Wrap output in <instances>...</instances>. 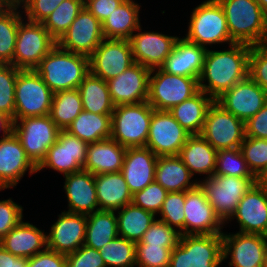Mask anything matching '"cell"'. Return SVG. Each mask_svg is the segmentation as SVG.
Here are the masks:
<instances>
[{
  "mask_svg": "<svg viewBox=\"0 0 267 267\" xmlns=\"http://www.w3.org/2000/svg\"><path fill=\"white\" fill-rule=\"evenodd\" d=\"M23 0H0L5 6H21Z\"/></svg>",
  "mask_w": 267,
  "mask_h": 267,
  "instance_id": "obj_59",
  "label": "cell"
},
{
  "mask_svg": "<svg viewBox=\"0 0 267 267\" xmlns=\"http://www.w3.org/2000/svg\"><path fill=\"white\" fill-rule=\"evenodd\" d=\"M157 159L158 156L147 147L126 149L121 173L132 195L154 181Z\"/></svg>",
  "mask_w": 267,
  "mask_h": 267,
  "instance_id": "obj_26",
  "label": "cell"
},
{
  "mask_svg": "<svg viewBox=\"0 0 267 267\" xmlns=\"http://www.w3.org/2000/svg\"><path fill=\"white\" fill-rule=\"evenodd\" d=\"M0 245L14 256L28 259L47 248L46 232L22 219L0 240Z\"/></svg>",
  "mask_w": 267,
  "mask_h": 267,
  "instance_id": "obj_28",
  "label": "cell"
},
{
  "mask_svg": "<svg viewBox=\"0 0 267 267\" xmlns=\"http://www.w3.org/2000/svg\"><path fill=\"white\" fill-rule=\"evenodd\" d=\"M231 39L251 46L267 44V14L257 0H217Z\"/></svg>",
  "mask_w": 267,
  "mask_h": 267,
  "instance_id": "obj_2",
  "label": "cell"
},
{
  "mask_svg": "<svg viewBox=\"0 0 267 267\" xmlns=\"http://www.w3.org/2000/svg\"><path fill=\"white\" fill-rule=\"evenodd\" d=\"M257 181L256 177L214 174L210 178H199V185L213 206L214 212L225 224L234 214L240 200Z\"/></svg>",
  "mask_w": 267,
  "mask_h": 267,
  "instance_id": "obj_7",
  "label": "cell"
},
{
  "mask_svg": "<svg viewBox=\"0 0 267 267\" xmlns=\"http://www.w3.org/2000/svg\"><path fill=\"white\" fill-rule=\"evenodd\" d=\"M222 252V234L181 235L172 249L169 267H219Z\"/></svg>",
  "mask_w": 267,
  "mask_h": 267,
  "instance_id": "obj_6",
  "label": "cell"
},
{
  "mask_svg": "<svg viewBox=\"0 0 267 267\" xmlns=\"http://www.w3.org/2000/svg\"><path fill=\"white\" fill-rule=\"evenodd\" d=\"M200 91L196 78L172 75L161 68L151 69L147 102L159 111H169Z\"/></svg>",
  "mask_w": 267,
  "mask_h": 267,
  "instance_id": "obj_8",
  "label": "cell"
},
{
  "mask_svg": "<svg viewBox=\"0 0 267 267\" xmlns=\"http://www.w3.org/2000/svg\"><path fill=\"white\" fill-rule=\"evenodd\" d=\"M189 18L188 31L183 36L187 41L206 49L215 48L218 44L225 47V44L235 43L230 37L226 16L217 0L201 2L192 9Z\"/></svg>",
  "mask_w": 267,
  "mask_h": 267,
  "instance_id": "obj_4",
  "label": "cell"
},
{
  "mask_svg": "<svg viewBox=\"0 0 267 267\" xmlns=\"http://www.w3.org/2000/svg\"><path fill=\"white\" fill-rule=\"evenodd\" d=\"M184 214L185 235L223 233L225 224L214 212L199 184L185 191Z\"/></svg>",
  "mask_w": 267,
  "mask_h": 267,
  "instance_id": "obj_20",
  "label": "cell"
},
{
  "mask_svg": "<svg viewBox=\"0 0 267 267\" xmlns=\"http://www.w3.org/2000/svg\"><path fill=\"white\" fill-rule=\"evenodd\" d=\"M215 175L255 177L249 170L240 148L217 150Z\"/></svg>",
  "mask_w": 267,
  "mask_h": 267,
  "instance_id": "obj_44",
  "label": "cell"
},
{
  "mask_svg": "<svg viewBox=\"0 0 267 267\" xmlns=\"http://www.w3.org/2000/svg\"><path fill=\"white\" fill-rule=\"evenodd\" d=\"M185 191L168 192L158 213L159 220L175 228L180 235H185Z\"/></svg>",
  "mask_w": 267,
  "mask_h": 267,
  "instance_id": "obj_45",
  "label": "cell"
},
{
  "mask_svg": "<svg viewBox=\"0 0 267 267\" xmlns=\"http://www.w3.org/2000/svg\"><path fill=\"white\" fill-rule=\"evenodd\" d=\"M13 131V121L10 117L0 112V134L1 138L9 135Z\"/></svg>",
  "mask_w": 267,
  "mask_h": 267,
  "instance_id": "obj_58",
  "label": "cell"
},
{
  "mask_svg": "<svg viewBox=\"0 0 267 267\" xmlns=\"http://www.w3.org/2000/svg\"><path fill=\"white\" fill-rule=\"evenodd\" d=\"M213 99L203 91L174 106L169 112L174 119L191 135H200L207 110Z\"/></svg>",
  "mask_w": 267,
  "mask_h": 267,
  "instance_id": "obj_34",
  "label": "cell"
},
{
  "mask_svg": "<svg viewBox=\"0 0 267 267\" xmlns=\"http://www.w3.org/2000/svg\"><path fill=\"white\" fill-rule=\"evenodd\" d=\"M248 76L267 94V44L251 46Z\"/></svg>",
  "mask_w": 267,
  "mask_h": 267,
  "instance_id": "obj_50",
  "label": "cell"
},
{
  "mask_svg": "<svg viewBox=\"0 0 267 267\" xmlns=\"http://www.w3.org/2000/svg\"><path fill=\"white\" fill-rule=\"evenodd\" d=\"M14 96V121L21 118L49 115L53 92L35 70L19 69Z\"/></svg>",
  "mask_w": 267,
  "mask_h": 267,
  "instance_id": "obj_9",
  "label": "cell"
},
{
  "mask_svg": "<svg viewBox=\"0 0 267 267\" xmlns=\"http://www.w3.org/2000/svg\"><path fill=\"white\" fill-rule=\"evenodd\" d=\"M194 176L210 178L215 174L217 150L201 135H191L178 154Z\"/></svg>",
  "mask_w": 267,
  "mask_h": 267,
  "instance_id": "obj_30",
  "label": "cell"
},
{
  "mask_svg": "<svg viewBox=\"0 0 267 267\" xmlns=\"http://www.w3.org/2000/svg\"><path fill=\"white\" fill-rule=\"evenodd\" d=\"M180 236V233L175 228L156 218L138 243L174 249L179 242Z\"/></svg>",
  "mask_w": 267,
  "mask_h": 267,
  "instance_id": "obj_47",
  "label": "cell"
},
{
  "mask_svg": "<svg viewBox=\"0 0 267 267\" xmlns=\"http://www.w3.org/2000/svg\"><path fill=\"white\" fill-rule=\"evenodd\" d=\"M240 150L249 170L261 180L267 174V139L245 137Z\"/></svg>",
  "mask_w": 267,
  "mask_h": 267,
  "instance_id": "obj_43",
  "label": "cell"
},
{
  "mask_svg": "<svg viewBox=\"0 0 267 267\" xmlns=\"http://www.w3.org/2000/svg\"><path fill=\"white\" fill-rule=\"evenodd\" d=\"M23 19L21 6H5L0 10V64L13 65L18 27Z\"/></svg>",
  "mask_w": 267,
  "mask_h": 267,
  "instance_id": "obj_39",
  "label": "cell"
},
{
  "mask_svg": "<svg viewBox=\"0 0 267 267\" xmlns=\"http://www.w3.org/2000/svg\"><path fill=\"white\" fill-rule=\"evenodd\" d=\"M245 136L267 139V103L245 122Z\"/></svg>",
  "mask_w": 267,
  "mask_h": 267,
  "instance_id": "obj_54",
  "label": "cell"
},
{
  "mask_svg": "<svg viewBox=\"0 0 267 267\" xmlns=\"http://www.w3.org/2000/svg\"><path fill=\"white\" fill-rule=\"evenodd\" d=\"M261 181H263L267 184V174L261 179Z\"/></svg>",
  "mask_w": 267,
  "mask_h": 267,
  "instance_id": "obj_62",
  "label": "cell"
},
{
  "mask_svg": "<svg viewBox=\"0 0 267 267\" xmlns=\"http://www.w3.org/2000/svg\"><path fill=\"white\" fill-rule=\"evenodd\" d=\"M206 51V48L191 43L184 37H179L173 51L167 56L160 68L168 74L192 77L199 80Z\"/></svg>",
  "mask_w": 267,
  "mask_h": 267,
  "instance_id": "obj_27",
  "label": "cell"
},
{
  "mask_svg": "<svg viewBox=\"0 0 267 267\" xmlns=\"http://www.w3.org/2000/svg\"><path fill=\"white\" fill-rule=\"evenodd\" d=\"M83 110L95 114H112L114 104L111 101L108 83L89 72L77 88Z\"/></svg>",
  "mask_w": 267,
  "mask_h": 267,
  "instance_id": "obj_36",
  "label": "cell"
},
{
  "mask_svg": "<svg viewBox=\"0 0 267 267\" xmlns=\"http://www.w3.org/2000/svg\"><path fill=\"white\" fill-rule=\"evenodd\" d=\"M83 8L84 0H64L42 24L50 35L58 41Z\"/></svg>",
  "mask_w": 267,
  "mask_h": 267,
  "instance_id": "obj_41",
  "label": "cell"
},
{
  "mask_svg": "<svg viewBox=\"0 0 267 267\" xmlns=\"http://www.w3.org/2000/svg\"><path fill=\"white\" fill-rule=\"evenodd\" d=\"M154 180L168 192L187 191L199 184L178 155L158 156Z\"/></svg>",
  "mask_w": 267,
  "mask_h": 267,
  "instance_id": "obj_32",
  "label": "cell"
},
{
  "mask_svg": "<svg viewBox=\"0 0 267 267\" xmlns=\"http://www.w3.org/2000/svg\"><path fill=\"white\" fill-rule=\"evenodd\" d=\"M23 208L12 197L0 200V240L24 219Z\"/></svg>",
  "mask_w": 267,
  "mask_h": 267,
  "instance_id": "obj_51",
  "label": "cell"
},
{
  "mask_svg": "<svg viewBox=\"0 0 267 267\" xmlns=\"http://www.w3.org/2000/svg\"><path fill=\"white\" fill-rule=\"evenodd\" d=\"M136 267H169L172 249L136 243Z\"/></svg>",
  "mask_w": 267,
  "mask_h": 267,
  "instance_id": "obj_48",
  "label": "cell"
},
{
  "mask_svg": "<svg viewBox=\"0 0 267 267\" xmlns=\"http://www.w3.org/2000/svg\"><path fill=\"white\" fill-rule=\"evenodd\" d=\"M167 194L168 191L154 180L143 190H140L132 195V203L144 210L154 213L157 216L162 208L163 201L166 199Z\"/></svg>",
  "mask_w": 267,
  "mask_h": 267,
  "instance_id": "obj_49",
  "label": "cell"
},
{
  "mask_svg": "<svg viewBox=\"0 0 267 267\" xmlns=\"http://www.w3.org/2000/svg\"><path fill=\"white\" fill-rule=\"evenodd\" d=\"M118 236L115 211L98 210L87 215L84 245L100 250Z\"/></svg>",
  "mask_w": 267,
  "mask_h": 267,
  "instance_id": "obj_38",
  "label": "cell"
},
{
  "mask_svg": "<svg viewBox=\"0 0 267 267\" xmlns=\"http://www.w3.org/2000/svg\"><path fill=\"white\" fill-rule=\"evenodd\" d=\"M262 10L267 14V0H257Z\"/></svg>",
  "mask_w": 267,
  "mask_h": 267,
  "instance_id": "obj_60",
  "label": "cell"
},
{
  "mask_svg": "<svg viewBox=\"0 0 267 267\" xmlns=\"http://www.w3.org/2000/svg\"><path fill=\"white\" fill-rule=\"evenodd\" d=\"M200 135L216 150L240 148L246 137L245 122L214 100L207 110Z\"/></svg>",
  "mask_w": 267,
  "mask_h": 267,
  "instance_id": "obj_12",
  "label": "cell"
},
{
  "mask_svg": "<svg viewBox=\"0 0 267 267\" xmlns=\"http://www.w3.org/2000/svg\"><path fill=\"white\" fill-rule=\"evenodd\" d=\"M222 237L223 262L229 259V267H263L267 254L266 235L224 231Z\"/></svg>",
  "mask_w": 267,
  "mask_h": 267,
  "instance_id": "obj_14",
  "label": "cell"
},
{
  "mask_svg": "<svg viewBox=\"0 0 267 267\" xmlns=\"http://www.w3.org/2000/svg\"><path fill=\"white\" fill-rule=\"evenodd\" d=\"M37 173V167L25 153L19 138L12 131L0 138V191L16 187L26 175Z\"/></svg>",
  "mask_w": 267,
  "mask_h": 267,
  "instance_id": "obj_21",
  "label": "cell"
},
{
  "mask_svg": "<svg viewBox=\"0 0 267 267\" xmlns=\"http://www.w3.org/2000/svg\"><path fill=\"white\" fill-rule=\"evenodd\" d=\"M215 101L229 113L246 122L267 103V94L261 86L247 76Z\"/></svg>",
  "mask_w": 267,
  "mask_h": 267,
  "instance_id": "obj_22",
  "label": "cell"
},
{
  "mask_svg": "<svg viewBox=\"0 0 267 267\" xmlns=\"http://www.w3.org/2000/svg\"><path fill=\"white\" fill-rule=\"evenodd\" d=\"M251 45L233 43L227 49H207L199 89L213 100L248 76Z\"/></svg>",
  "mask_w": 267,
  "mask_h": 267,
  "instance_id": "obj_1",
  "label": "cell"
},
{
  "mask_svg": "<svg viewBox=\"0 0 267 267\" xmlns=\"http://www.w3.org/2000/svg\"><path fill=\"white\" fill-rule=\"evenodd\" d=\"M134 64L129 40L103 39L89 57L90 72L106 82Z\"/></svg>",
  "mask_w": 267,
  "mask_h": 267,
  "instance_id": "obj_16",
  "label": "cell"
},
{
  "mask_svg": "<svg viewBox=\"0 0 267 267\" xmlns=\"http://www.w3.org/2000/svg\"><path fill=\"white\" fill-rule=\"evenodd\" d=\"M81 111L83 104L78 89L53 93L49 116L60 130H66Z\"/></svg>",
  "mask_w": 267,
  "mask_h": 267,
  "instance_id": "obj_40",
  "label": "cell"
},
{
  "mask_svg": "<svg viewBox=\"0 0 267 267\" xmlns=\"http://www.w3.org/2000/svg\"><path fill=\"white\" fill-rule=\"evenodd\" d=\"M151 69L134 63L115 78L107 81L114 106L147 101Z\"/></svg>",
  "mask_w": 267,
  "mask_h": 267,
  "instance_id": "obj_24",
  "label": "cell"
},
{
  "mask_svg": "<svg viewBox=\"0 0 267 267\" xmlns=\"http://www.w3.org/2000/svg\"><path fill=\"white\" fill-rule=\"evenodd\" d=\"M103 39L102 23L84 6L57 45L66 51L90 57Z\"/></svg>",
  "mask_w": 267,
  "mask_h": 267,
  "instance_id": "obj_18",
  "label": "cell"
},
{
  "mask_svg": "<svg viewBox=\"0 0 267 267\" xmlns=\"http://www.w3.org/2000/svg\"><path fill=\"white\" fill-rule=\"evenodd\" d=\"M123 1L124 0H84V6L102 23Z\"/></svg>",
  "mask_w": 267,
  "mask_h": 267,
  "instance_id": "obj_56",
  "label": "cell"
},
{
  "mask_svg": "<svg viewBox=\"0 0 267 267\" xmlns=\"http://www.w3.org/2000/svg\"><path fill=\"white\" fill-rule=\"evenodd\" d=\"M88 145L68 131L60 130L57 141L48 149L45 159L37 167V172L48 168L64 176L83 170Z\"/></svg>",
  "mask_w": 267,
  "mask_h": 267,
  "instance_id": "obj_13",
  "label": "cell"
},
{
  "mask_svg": "<svg viewBox=\"0 0 267 267\" xmlns=\"http://www.w3.org/2000/svg\"><path fill=\"white\" fill-rule=\"evenodd\" d=\"M19 69L12 64H0V112L14 122L15 83Z\"/></svg>",
  "mask_w": 267,
  "mask_h": 267,
  "instance_id": "obj_46",
  "label": "cell"
},
{
  "mask_svg": "<svg viewBox=\"0 0 267 267\" xmlns=\"http://www.w3.org/2000/svg\"><path fill=\"white\" fill-rule=\"evenodd\" d=\"M66 131L88 144L109 139L111 137V114H95L83 110Z\"/></svg>",
  "mask_w": 267,
  "mask_h": 267,
  "instance_id": "obj_37",
  "label": "cell"
},
{
  "mask_svg": "<svg viewBox=\"0 0 267 267\" xmlns=\"http://www.w3.org/2000/svg\"><path fill=\"white\" fill-rule=\"evenodd\" d=\"M56 44L42 23L24 18L18 27L13 65L20 70H34Z\"/></svg>",
  "mask_w": 267,
  "mask_h": 267,
  "instance_id": "obj_11",
  "label": "cell"
},
{
  "mask_svg": "<svg viewBox=\"0 0 267 267\" xmlns=\"http://www.w3.org/2000/svg\"><path fill=\"white\" fill-rule=\"evenodd\" d=\"M118 235L134 243L140 242L157 216L133 203L116 210Z\"/></svg>",
  "mask_w": 267,
  "mask_h": 267,
  "instance_id": "obj_35",
  "label": "cell"
},
{
  "mask_svg": "<svg viewBox=\"0 0 267 267\" xmlns=\"http://www.w3.org/2000/svg\"><path fill=\"white\" fill-rule=\"evenodd\" d=\"M53 93L77 89L90 72L89 57L56 46L34 69Z\"/></svg>",
  "mask_w": 267,
  "mask_h": 267,
  "instance_id": "obj_3",
  "label": "cell"
},
{
  "mask_svg": "<svg viewBox=\"0 0 267 267\" xmlns=\"http://www.w3.org/2000/svg\"><path fill=\"white\" fill-rule=\"evenodd\" d=\"M28 259L17 257L0 245V267H27Z\"/></svg>",
  "mask_w": 267,
  "mask_h": 267,
  "instance_id": "obj_57",
  "label": "cell"
},
{
  "mask_svg": "<svg viewBox=\"0 0 267 267\" xmlns=\"http://www.w3.org/2000/svg\"><path fill=\"white\" fill-rule=\"evenodd\" d=\"M154 110L147 101L115 106L110 138L126 148L145 147Z\"/></svg>",
  "mask_w": 267,
  "mask_h": 267,
  "instance_id": "obj_5",
  "label": "cell"
},
{
  "mask_svg": "<svg viewBox=\"0 0 267 267\" xmlns=\"http://www.w3.org/2000/svg\"><path fill=\"white\" fill-rule=\"evenodd\" d=\"M142 30L141 25L128 39L134 63H139L149 69L160 68L173 51L180 36Z\"/></svg>",
  "mask_w": 267,
  "mask_h": 267,
  "instance_id": "obj_19",
  "label": "cell"
},
{
  "mask_svg": "<svg viewBox=\"0 0 267 267\" xmlns=\"http://www.w3.org/2000/svg\"><path fill=\"white\" fill-rule=\"evenodd\" d=\"M64 0H23L21 8L24 18L42 23Z\"/></svg>",
  "mask_w": 267,
  "mask_h": 267,
  "instance_id": "obj_52",
  "label": "cell"
},
{
  "mask_svg": "<svg viewBox=\"0 0 267 267\" xmlns=\"http://www.w3.org/2000/svg\"><path fill=\"white\" fill-rule=\"evenodd\" d=\"M63 177L67 212L88 215L99 210L95 175L83 169Z\"/></svg>",
  "mask_w": 267,
  "mask_h": 267,
  "instance_id": "obj_25",
  "label": "cell"
},
{
  "mask_svg": "<svg viewBox=\"0 0 267 267\" xmlns=\"http://www.w3.org/2000/svg\"><path fill=\"white\" fill-rule=\"evenodd\" d=\"M190 136L169 111L154 110L145 147L156 156L178 155Z\"/></svg>",
  "mask_w": 267,
  "mask_h": 267,
  "instance_id": "obj_15",
  "label": "cell"
},
{
  "mask_svg": "<svg viewBox=\"0 0 267 267\" xmlns=\"http://www.w3.org/2000/svg\"><path fill=\"white\" fill-rule=\"evenodd\" d=\"M27 267H66V255L46 248L29 257Z\"/></svg>",
  "mask_w": 267,
  "mask_h": 267,
  "instance_id": "obj_55",
  "label": "cell"
},
{
  "mask_svg": "<svg viewBox=\"0 0 267 267\" xmlns=\"http://www.w3.org/2000/svg\"><path fill=\"white\" fill-rule=\"evenodd\" d=\"M4 7L5 5L2 2H0V10L3 9Z\"/></svg>",
  "mask_w": 267,
  "mask_h": 267,
  "instance_id": "obj_63",
  "label": "cell"
},
{
  "mask_svg": "<svg viewBox=\"0 0 267 267\" xmlns=\"http://www.w3.org/2000/svg\"><path fill=\"white\" fill-rule=\"evenodd\" d=\"M263 267H267V254H266L264 262H263Z\"/></svg>",
  "mask_w": 267,
  "mask_h": 267,
  "instance_id": "obj_61",
  "label": "cell"
},
{
  "mask_svg": "<svg viewBox=\"0 0 267 267\" xmlns=\"http://www.w3.org/2000/svg\"><path fill=\"white\" fill-rule=\"evenodd\" d=\"M66 267H106L99 250L82 245L75 252L66 254Z\"/></svg>",
  "mask_w": 267,
  "mask_h": 267,
  "instance_id": "obj_53",
  "label": "cell"
},
{
  "mask_svg": "<svg viewBox=\"0 0 267 267\" xmlns=\"http://www.w3.org/2000/svg\"><path fill=\"white\" fill-rule=\"evenodd\" d=\"M126 149L111 138L90 143L83 169L93 175L121 172Z\"/></svg>",
  "mask_w": 267,
  "mask_h": 267,
  "instance_id": "obj_29",
  "label": "cell"
},
{
  "mask_svg": "<svg viewBox=\"0 0 267 267\" xmlns=\"http://www.w3.org/2000/svg\"><path fill=\"white\" fill-rule=\"evenodd\" d=\"M13 132L28 158L38 167L45 159L48 149L57 141L60 129L49 115H44L14 121Z\"/></svg>",
  "mask_w": 267,
  "mask_h": 267,
  "instance_id": "obj_10",
  "label": "cell"
},
{
  "mask_svg": "<svg viewBox=\"0 0 267 267\" xmlns=\"http://www.w3.org/2000/svg\"><path fill=\"white\" fill-rule=\"evenodd\" d=\"M106 267H136V243L116 237L100 250Z\"/></svg>",
  "mask_w": 267,
  "mask_h": 267,
  "instance_id": "obj_42",
  "label": "cell"
},
{
  "mask_svg": "<svg viewBox=\"0 0 267 267\" xmlns=\"http://www.w3.org/2000/svg\"><path fill=\"white\" fill-rule=\"evenodd\" d=\"M141 7V3L135 2V0H124L102 22L104 38L128 40L141 26Z\"/></svg>",
  "mask_w": 267,
  "mask_h": 267,
  "instance_id": "obj_31",
  "label": "cell"
},
{
  "mask_svg": "<svg viewBox=\"0 0 267 267\" xmlns=\"http://www.w3.org/2000/svg\"><path fill=\"white\" fill-rule=\"evenodd\" d=\"M58 219L46 231L47 249L62 254L75 252L84 245L87 215L61 211Z\"/></svg>",
  "mask_w": 267,
  "mask_h": 267,
  "instance_id": "obj_23",
  "label": "cell"
},
{
  "mask_svg": "<svg viewBox=\"0 0 267 267\" xmlns=\"http://www.w3.org/2000/svg\"><path fill=\"white\" fill-rule=\"evenodd\" d=\"M234 219L239 225L238 232L267 236V184L265 182L258 180L251 187L225 225Z\"/></svg>",
  "mask_w": 267,
  "mask_h": 267,
  "instance_id": "obj_17",
  "label": "cell"
},
{
  "mask_svg": "<svg viewBox=\"0 0 267 267\" xmlns=\"http://www.w3.org/2000/svg\"><path fill=\"white\" fill-rule=\"evenodd\" d=\"M99 210L116 211L132 203V194L121 172L95 175Z\"/></svg>",
  "mask_w": 267,
  "mask_h": 267,
  "instance_id": "obj_33",
  "label": "cell"
}]
</instances>
